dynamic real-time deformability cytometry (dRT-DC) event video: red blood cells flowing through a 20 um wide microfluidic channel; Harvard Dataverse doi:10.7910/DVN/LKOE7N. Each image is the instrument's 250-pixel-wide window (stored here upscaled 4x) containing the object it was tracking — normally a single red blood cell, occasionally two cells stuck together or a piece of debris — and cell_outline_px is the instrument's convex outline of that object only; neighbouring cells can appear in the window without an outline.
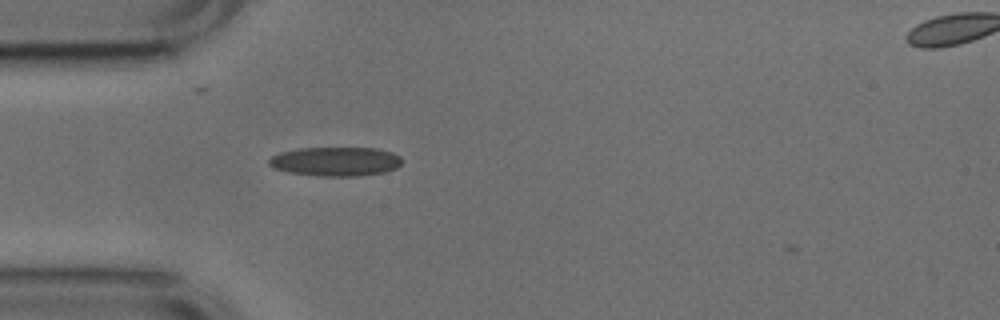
{"species": "common noctule bat (a hibernating species)", "species_latin": "Nyctalus noctula", "temperature_condition": "cold", "stored_images_in_passage": 2, "camera_frame_rate_fps": 3000, "um_per_image_px": 0.085, "animal": {"sex": "male", "body_mass_g": 17.9, "forearm_length_mm": 54.2}, "frame": {"image": 1, "passage_image": 1, "time_ms": 0.0, "image_size_px": [1000, 320], "cell_outline_px": [[400, 164], [396, 168], [384, 172], [356, 176], [316, 176], [288, 172], [272, 168], [268, 164], [268, 160], [272, 156], [280, 152], [300, 148], [376, 148], [392, 152], [400, 156]], "centroid_in_image_um": [28.49, 13.73], "position_along_channel_um": 56.5, "area_um2": 22.6}}